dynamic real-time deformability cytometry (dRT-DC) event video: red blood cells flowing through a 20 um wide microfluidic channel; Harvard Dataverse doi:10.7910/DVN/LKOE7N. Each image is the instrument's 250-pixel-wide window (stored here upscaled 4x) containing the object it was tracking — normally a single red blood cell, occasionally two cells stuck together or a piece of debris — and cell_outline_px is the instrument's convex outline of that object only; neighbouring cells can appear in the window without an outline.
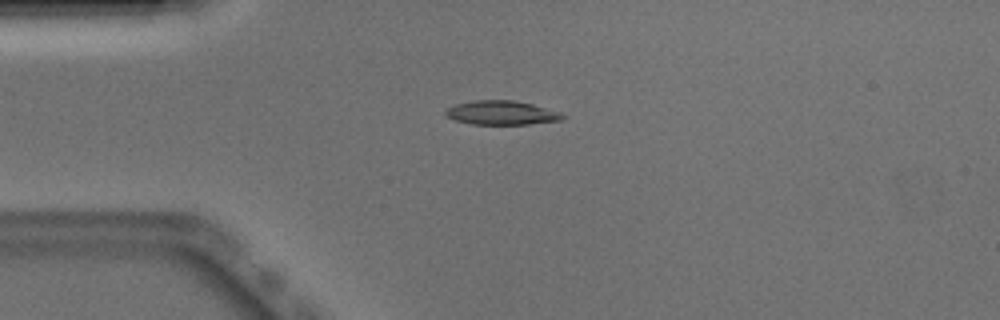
{"species": "Egyptian fruit bat (a non-hibernating species)", "species_latin": "Rousettus aegyptiacus", "temperature_condition": "warm", "stored_images_in_passage": 36, "camera_frame_rate_fps": 3000, "um_per_image_px": 0.085, "animal": {"sex": "male"}, "frame": {"image": 1, "passage_image": 12, "time_ms": 3.667, "image_size_px": [1000, 320], "cell_outline_px": [[568, 116], [560, 120], [528, 124], [472, 124], [456, 120], [444, 116], [444, 112], [448, 108], [456, 104], [472, 100], [516, 100], [532, 104], [560, 112]], "centroid_in_image_um": [42.63, 9.58], "position_along_channel_um": 42.4, "area_um2": 16.42}}
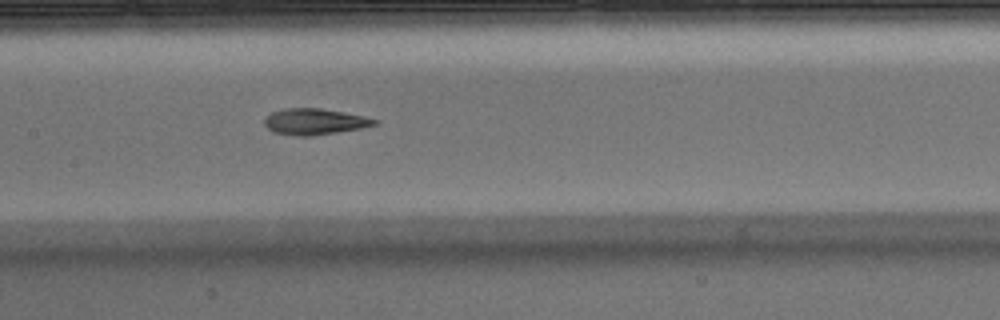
{"frame": {"image": 2, "passage_image": 24, "time_ms": 7.667, "image_size_px": [1000, 320], "cell_outline_px": [[380, 120], [376, 124], [360, 128], [312, 136], [296, 136], [272, 132], [264, 124], [264, 120], [272, 112], [284, 108], [320, 108], [364, 116]], "centroid_in_image_um": [26.72, 10.34], "position_along_channel_um": 180.7, "area_um2": 16.65}}
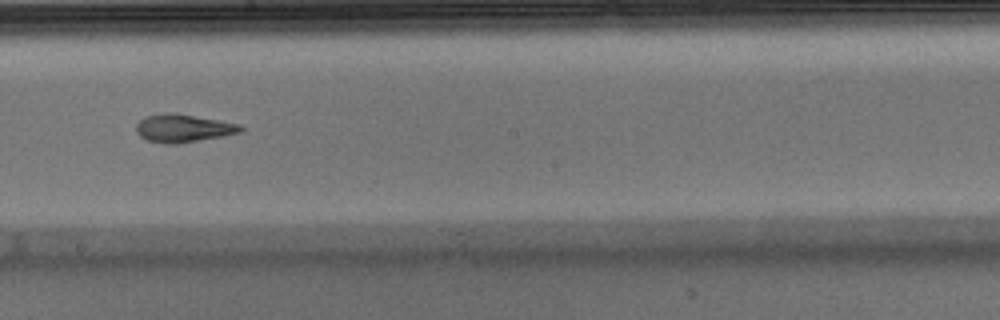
{"frame": {"image": 3, "passage_image": 28, "time_ms": 9.0, "image_size_px": [1000, 320], "cell_outline_px": [[244, 128], [240, 132], [224, 136], [176, 144], [164, 144], [148, 140], [140, 136], [136, 132], [136, 124], [144, 116], [164, 112], [176, 112], [240, 124]], "centroid_in_image_um": [15.55, 10.88], "position_along_channel_um": 232.6, "area_um2": 17.22}}